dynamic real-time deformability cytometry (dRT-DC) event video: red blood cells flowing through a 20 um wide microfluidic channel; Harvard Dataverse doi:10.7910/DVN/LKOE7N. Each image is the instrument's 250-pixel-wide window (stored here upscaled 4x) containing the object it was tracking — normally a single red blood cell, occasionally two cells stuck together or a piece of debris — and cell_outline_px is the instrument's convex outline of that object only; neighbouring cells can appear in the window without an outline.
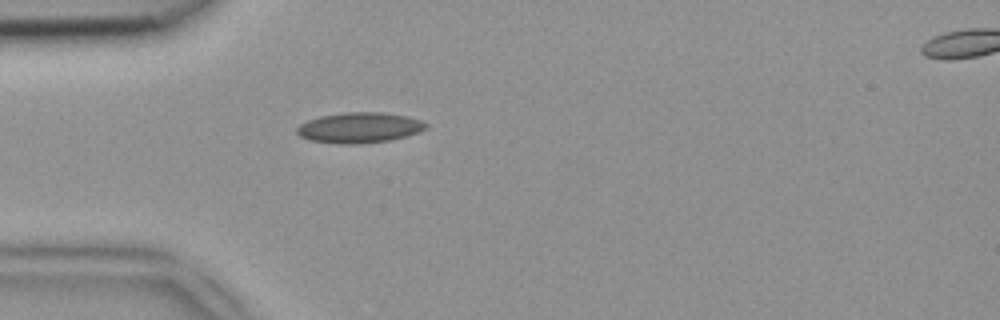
{"species": "common noctule bat (a hibernating species)", "species_latin": "Nyctalus noctula", "temperature_condition": "room temperature", "stored_images_in_passage": 36, "camera_frame_rate_fps": 3000, "um_per_image_px": 0.085, "animal": {"sex": "female", "body_mass_g": 18.4}, "frame": {"image": 1, "passage_image": 1, "time_ms": 0.0, "image_size_px": [1000, 320], "cell_outline_px": [[428, 128], [392, 140], [360, 144], [344, 144], [312, 140], [300, 136], [296, 132], [296, 128], [300, 124], [308, 120], [320, 116], [344, 112], [384, 112], [408, 116], [420, 120], [428, 124]], "centroid_in_image_um": [30.56, 10.84], "position_along_channel_um": 54.4, "area_um2": 22.89}}
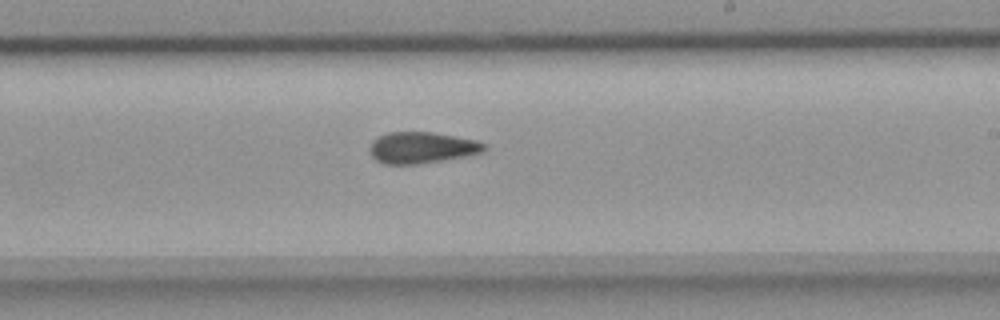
{"frame": {"image": 2, "passage_image": 16, "time_ms": 5.0, "image_size_px": [1000, 320], "cell_outline_px": [[488, 148], [484, 152], [464, 156], [416, 164], [384, 164], [376, 160], [372, 156], [368, 148], [372, 140], [376, 136], [388, 132], [432, 132], [476, 140], [484, 144]], "centroid_in_image_um": [35.8, 12.54], "position_along_channel_um": 253.2, "area_um2": 20.92}}
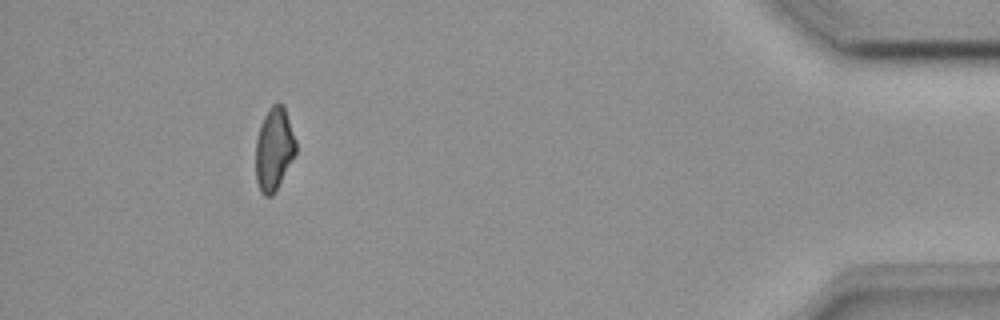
{"frame": {"image": 3, "passage_image": 32, "time_ms": 10.333, "image_size_px": [1000, 320], "cell_outline_px": [[296, 152], [272, 196], [264, 196], [260, 192], [256, 180], [256, 140], [260, 124], [268, 108], [272, 104], [284, 104], [296, 140]], "centroid_in_image_um": [23.28, 12.64], "position_along_channel_um": 411.9, "area_um2": 19.31}}